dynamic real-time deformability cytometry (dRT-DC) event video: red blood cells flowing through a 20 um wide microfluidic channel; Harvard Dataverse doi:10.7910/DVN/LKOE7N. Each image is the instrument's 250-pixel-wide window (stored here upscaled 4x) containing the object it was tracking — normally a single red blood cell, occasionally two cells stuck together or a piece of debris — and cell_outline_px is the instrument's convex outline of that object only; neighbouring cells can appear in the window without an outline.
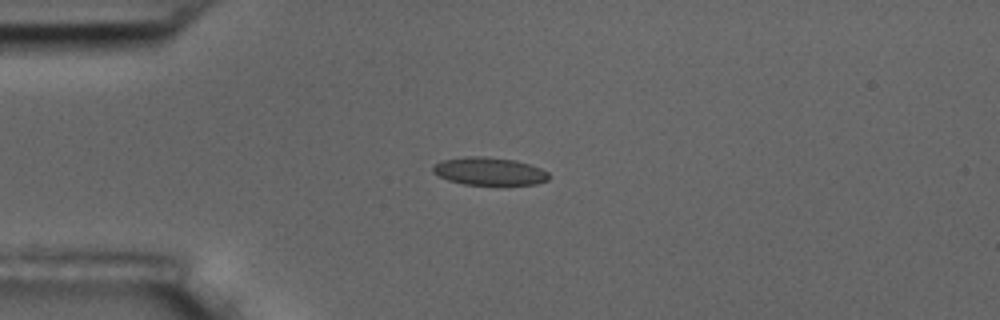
{"species": "common noctule bat (a hibernating species)", "species_latin": "Nyctalus noctula", "temperature_condition": "room temperature", "stored_images_in_passage": 14, "camera_frame_rate_fps": 3000, "um_per_image_px": 0.085, "animal": {"sex": "male", "body_mass_g": 17.5, "forearm_length_mm": 52.3}, "frame": {"image": 1, "passage_image": 3, "time_ms": 3.0, "image_size_px": [1000, 320], "cell_outline_px": [[548, 180], [536, 184], [464, 184], [448, 180], [432, 172], [432, 168], [436, 164], [444, 160], [468, 156], [484, 156], [516, 160], [540, 168], [548, 172]], "centroid_in_image_um": [41.59, 14.55], "position_along_channel_um": 43.4, "area_um2": 18.5}}
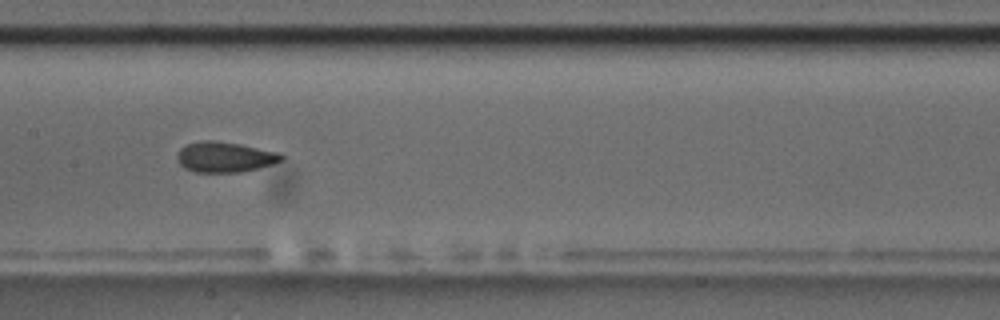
{"frame": {"image": 2, "passage_image": 7, "time_ms": 7.667, "image_size_px": [1000, 320], "cell_outline_px": [[284, 160], [272, 164], [240, 172], [196, 172], [184, 168], [180, 164], [176, 156], [176, 152], [184, 144], [200, 140], [212, 140], [240, 144], [280, 152], [284, 156]], "centroid_in_image_um": [19.08, 13.33], "position_along_channel_um": 188.3, "area_um2": 18.67}}
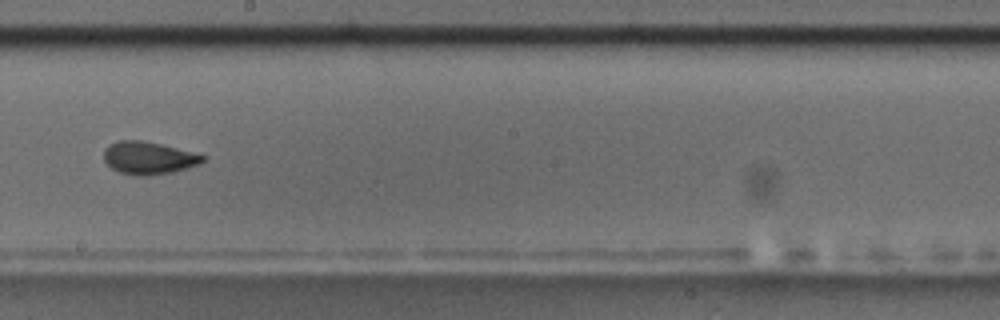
{"frame": {"image": 3, "passage_image": 8, "time_ms": 9.0, "image_size_px": [1000, 320], "cell_outline_px": [[208, 156], [200, 164], [172, 172], [148, 176], [140, 176], [120, 172], [112, 168], [104, 160], [104, 148], [108, 144], [120, 140], [140, 140], [200, 152]], "centroid_in_image_um": [12.69, 13.41], "position_along_channel_um": 235.5, "area_um2": 19.07}, "authors_computed_cell_mechanics": {"area_um2": 18.496, "velocity_mm_per_s": 3.5623, "shape_relaxation_time_tau1_ms": 5.5165, "shape_relaxation_time_tau2_ms": 0.0433, "deformation_change_tau1": 0.1248, "deformation_change_tau2": 0.0359}}